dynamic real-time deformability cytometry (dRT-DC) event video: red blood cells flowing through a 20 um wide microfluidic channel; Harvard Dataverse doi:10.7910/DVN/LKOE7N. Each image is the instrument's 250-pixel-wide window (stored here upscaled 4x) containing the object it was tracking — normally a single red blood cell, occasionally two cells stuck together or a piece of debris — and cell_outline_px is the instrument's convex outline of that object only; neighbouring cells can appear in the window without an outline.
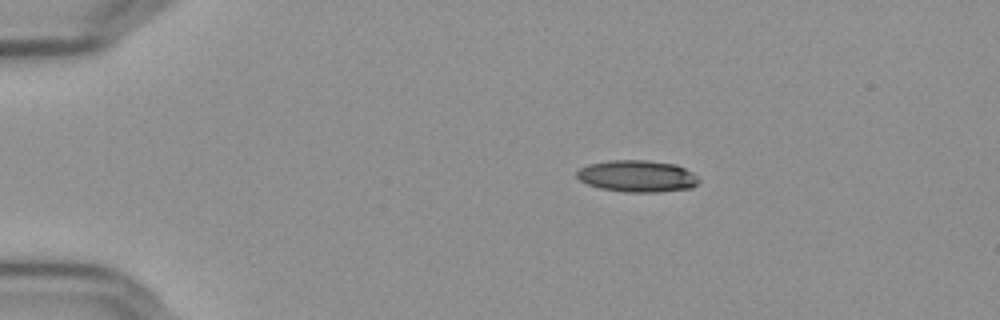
{"species": "Egyptian fruit bat (a non-hibernating species)", "species_latin": "Rousettus aegyptiacus", "temperature_condition": "cold", "stored_images_in_passage": 4, "camera_frame_rate_fps": 3000, "um_per_image_px": 0.085, "frame": {"image": 1, "passage_image": 2, "time_ms": 0.333, "image_size_px": [1000, 320], "cell_outline_px": [[700, 180], [692, 188], [656, 192], [624, 192], [600, 188], [588, 184], [580, 180], [576, 176], [576, 172], [580, 168], [588, 164], [608, 160], [648, 160], [676, 164], [692, 172]], "centroid_in_image_um": [54.15, 14.96], "position_along_channel_um": 30.8, "area_um2": 22.66}}